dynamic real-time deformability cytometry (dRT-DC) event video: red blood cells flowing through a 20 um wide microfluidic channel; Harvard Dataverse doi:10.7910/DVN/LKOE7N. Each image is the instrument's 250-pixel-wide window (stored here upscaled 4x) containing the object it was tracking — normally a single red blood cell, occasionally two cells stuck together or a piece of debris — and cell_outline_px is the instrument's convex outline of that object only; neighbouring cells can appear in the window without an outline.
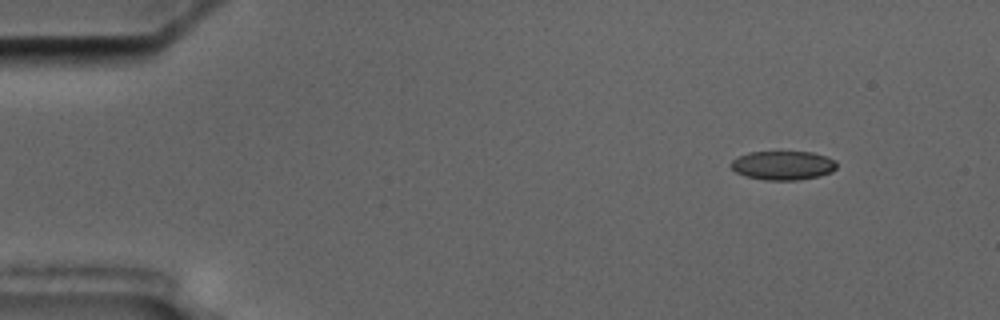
{"species": "common noctule bat (a hibernating species)", "species_latin": "Nyctalus noctula", "temperature_condition": "cold", "stored_images_in_passage": 5, "camera_frame_rate_fps": 3000, "um_per_image_px": 0.085, "animal": {"sex": "male", "body_mass_g": 17.5, "forearm_length_mm": 52.3}, "frame": {"image": 1, "passage_image": 1, "time_ms": 0.0, "image_size_px": [1000, 320], "cell_outline_px": [[836, 168], [832, 172], [820, 176], [800, 180], [764, 180], [744, 176], [736, 172], [728, 164], [736, 156], [748, 152], [812, 152], [828, 156], [836, 160]], "centroid_in_image_um": [66.54, 14.06], "position_along_channel_um": 18.5, "area_um2": 18.21}}
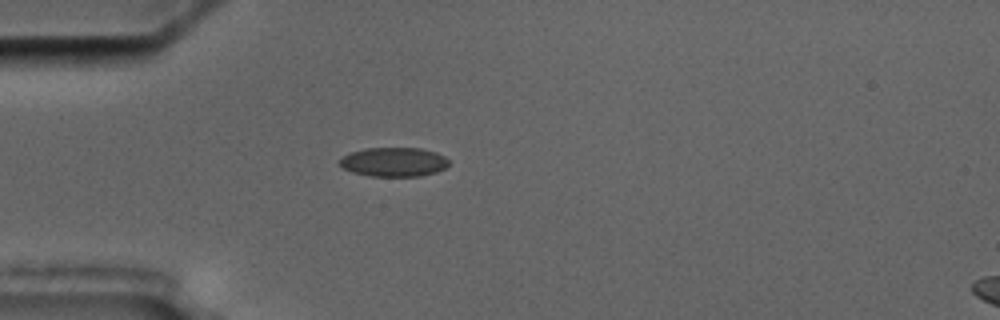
{"frame": {"image": 2, "passage_image": 4, "time_ms": 3.333, "image_size_px": [1000, 320], "cell_outline_px": [[448, 164], [444, 168], [436, 172], [420, 176], [372, 176], [352, 172], [336, 164], [348, 152], [364, 148], [420, 148], [436, 152], [444, 156], [448, 160]], "centroid_in_image_um": [33.44, 13.76], "position_along_channel_um": 51.6, "area_um2": 18.61}}